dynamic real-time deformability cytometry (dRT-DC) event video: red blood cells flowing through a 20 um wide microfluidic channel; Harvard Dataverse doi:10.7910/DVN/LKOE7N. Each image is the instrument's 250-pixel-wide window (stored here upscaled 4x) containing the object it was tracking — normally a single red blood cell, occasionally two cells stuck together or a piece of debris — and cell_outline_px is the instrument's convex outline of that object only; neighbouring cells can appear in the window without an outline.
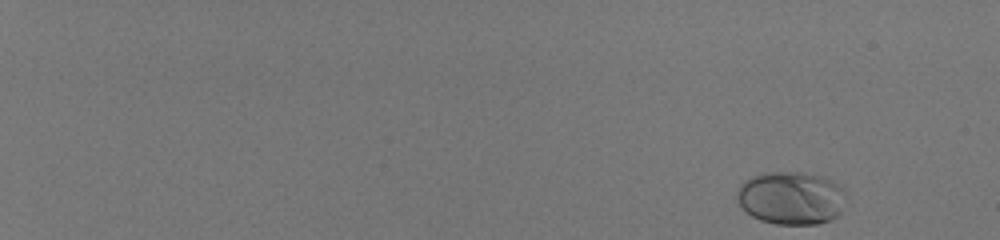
{"species": "human", "species_latin": "Homo sapiens", "temperature_condition": "room temperature", "stored_images_in_passage": 54, "camera_frame_rate_fps": 3000, "um_per_image_px": 0.085, "donor": {"sex": "male"}, "frame": {"image": 1, "passage_image": 2, "time_ms": 0.333, "image_size_px": [1000, 240], "cell_outline_px": [[844, 192], [840, 212], [836, 216], [828, 220], [816, 224], [776, 224], [760, 220], [752, 216], [736, 200], [736, 192], [748, 180], [764, 172], [804, 172], [824, 176], [836, 184]], "centroid_in_image_um": [67.23, 16.83], "position_along_channel_um": 17.8, "area_um2": 33.12}}
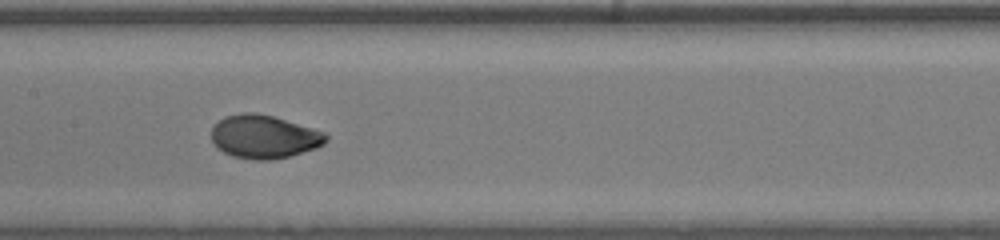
{"frame": {"image": 2, "passage_image": 32, "time_ms": 10.333, "image_size_px": [1000, 240], "cell_outline_px": [[328, 140], [324, 144], [316, 148], [288, 156], [272, 160], [252, 160], [232, 156], [224, 152], [212, 140], [212, 128], [224, 116], [244, 112], [256, 112], [272, 116], [312, 128], [324, 132], [328, 136]], "centroid_in_image_um": [22.45, 11.62], "position_along_channel_um": 184.9, "area_um2": 28.73}}
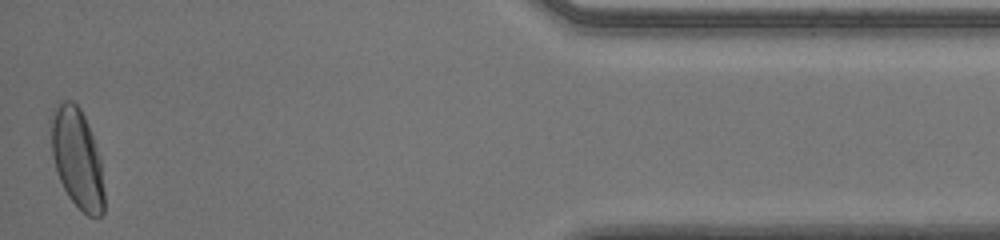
{"frame": {"image": 3, "passage_image": 54, "time_ms": 17.667, "image_size_px": [1000, 240], "cell_outline_px": [[104, 212], [100, 216], [88, 216], [68, 196], [60, 180], [52, 156], [48, 124], [48, 120], [52, 108], [60, 100], [72, 100], [80, 108], [88, 124], [100, 160], [104, 192]], "centroid_in_image_um": [6.5, 13.38], "position_along_channel_um": 428.7, "area_um2": 31.21}, "authors_computed_cell_mechanics": {"area_um2": 28.5821, "velocity_mm_per_s": 3.9976, "shape_relaxation_time_tau1_ms": 2.3357, "shape_relaxation_time_tau2_ms": null, "deformation_change_tau1": 0.1392, "deformation_change_tau2": null}}